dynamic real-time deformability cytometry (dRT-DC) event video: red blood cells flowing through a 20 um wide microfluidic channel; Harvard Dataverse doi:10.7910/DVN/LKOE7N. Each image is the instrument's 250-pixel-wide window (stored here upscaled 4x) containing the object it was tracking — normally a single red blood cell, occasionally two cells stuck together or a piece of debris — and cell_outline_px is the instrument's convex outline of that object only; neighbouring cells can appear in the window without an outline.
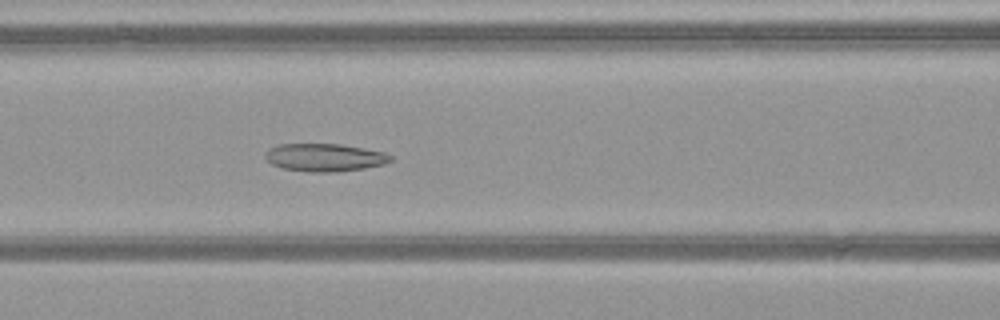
{"species": "common noctule bat (a hibernating species)", "species_latin": "Nyctalus noctula", "temperature_condition": "warm", "stored_images_in_passage": 51, "camera_frame_rate_fps": 3000, "um_per_image_px": 0.085, "animal": {"sex": "female", "body_mass_g": 21.9}, "frame": {"image": 1, "passage_image": 23, "time_ms": 7.333, "image_size_px": [1000, 320], "cell_outline_px": [[392, 160], [384, 164], [364, 168], [336, 172], [308, 172], [284, 168], [272, 164], [264, 156], [264, 152], [268, 148], [280, 144], [340, 144], [364, 148], [384, 152], [392, 156]], "centroid_in_image_um": [27.59, 13.38], "position_along_channel_um": 139.0, "area_um2": 20.35}}
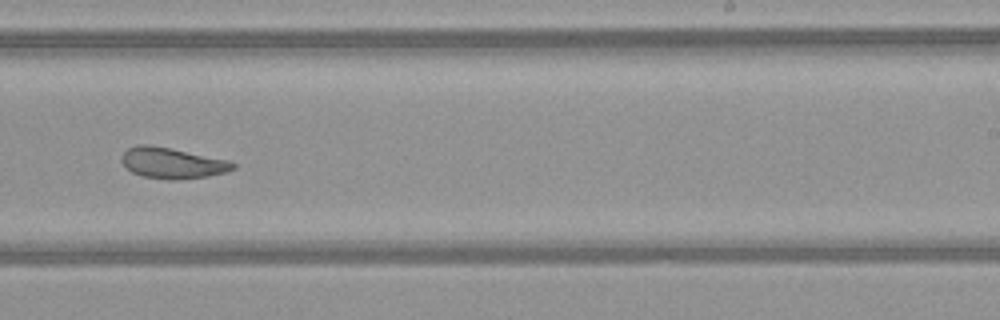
{"frame": {"image": 2, "passage_image": 33, "time_ms": 10.667, "image_size_px": [1000, 320], "cell_outline_px": [[236, 168], [228, 172], [208, 176], [172, 180], [168, 180], [144, 176], [132, 172], [120, 160], [120, 156], [128, 148], [136, 144], [148, 144], [172, 148], [228, 160], [236, 164]], "centroid_in_image_um": [14.65, 13.85], "position_along_channel_um": 274.4, "area_um2": 20.11}}
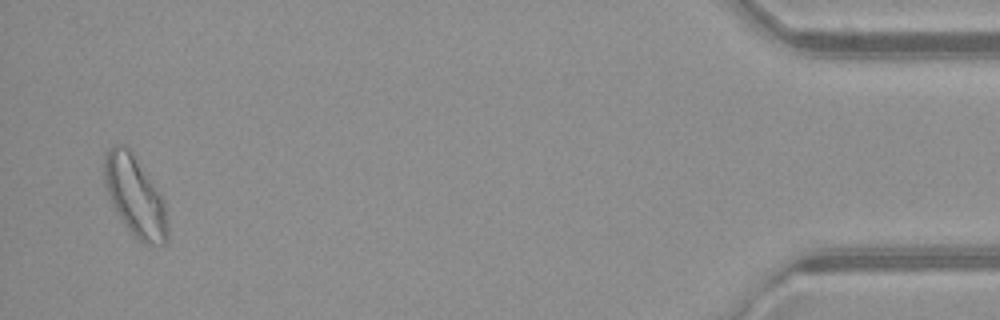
{"frame": {"image": 3, "passage_image": 50, "time_ms": 16.333, "image_size_px": [1000, 320], "cell_outline_px": [[168, 236], [164, 244], [148, 244], [140, 240], [124, 224], [116, 212], [104, 188], [104, 156], [108, 148], [112, 144], [124, 144], [132, 148], [164, 200], [168, 224]], "centroid_in_image_um": [11.46, 16.59], "position_along_channel_um": 423.7, "area_um2": 30.0}, "authors_computed_cell_mechanics": {"area_um2": 23.698, "velocity_mm_per_s": 4.0667, "shape_relaxation_time_tau1_ms": null, "shape_relaxation_time_tau2_ms": 2.5746, "deformation_change_tau1": null, "deformation_change_tau2": 0.1013}}